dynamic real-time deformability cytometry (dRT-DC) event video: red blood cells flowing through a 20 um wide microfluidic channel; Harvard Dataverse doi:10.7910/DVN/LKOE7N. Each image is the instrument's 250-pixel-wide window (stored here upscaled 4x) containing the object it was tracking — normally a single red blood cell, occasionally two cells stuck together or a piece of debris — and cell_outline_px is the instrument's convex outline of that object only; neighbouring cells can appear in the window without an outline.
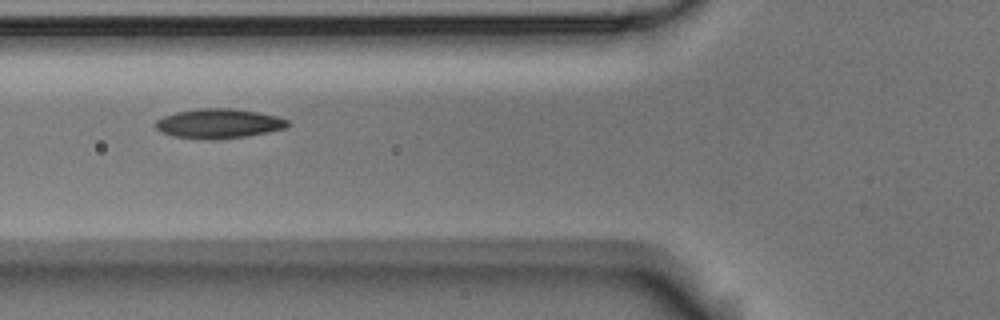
{"species": "Egyptian fruit bat (a non-hibernating species)", "species_latin": "Rousettus aegyptiacus", "temperature_condition": "room temperature", "stored_images_in_passage": 8, "camera_frame_rate_fps": 3000, "um_per_image_px": 0.085, "animal": {"sex": "male"}, "frame": {"image": 1, "passage_image": 5, "time_ms": 1.333, "image_size_px": [1000, 320], "cell_outline_px": [[292, 124], [288, 128], [248, 136], [212, 140], [176, 136], [160, 132], [156, 128], [156, 120], [164, 116], [176, 112], [196, 108], [232, 108], [260, 112], [276, 116], [288, 120]], "centroid_in_image_um": [18.64, 10.49], "position_along_channel_um": 107.2, "area_um2": 22.95}}
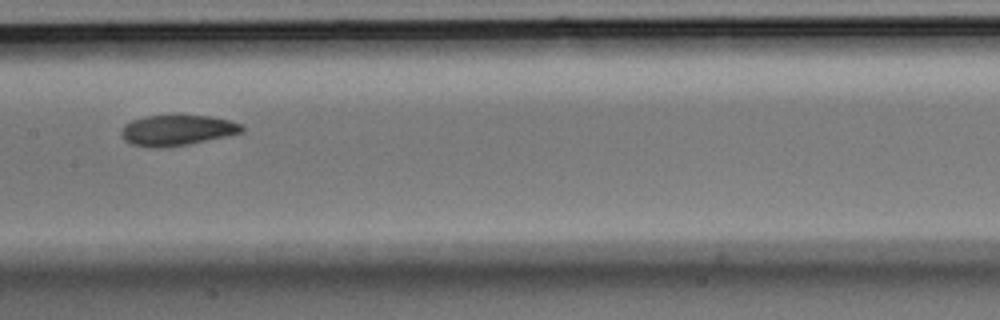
{"frame": {"image": 2, "passage_image": 7, "time_ms": 2.0, "image_size_px": [1000, 320], "cell_outline_px": [[244, 132], [228, 136], [188, 144], [164, 148], [148, 148], [132, 144], [124, 140], [120, 136], [120, 128], [124, 124], [132, 120], [144, 116], [172, 112], [176, 112], [208, 116], [228, 120], [244, 124]], "centroid_in_image_um": [15.02, 11.03], "position_along_channel_um": 192.4, "area_um2": 22.72}}
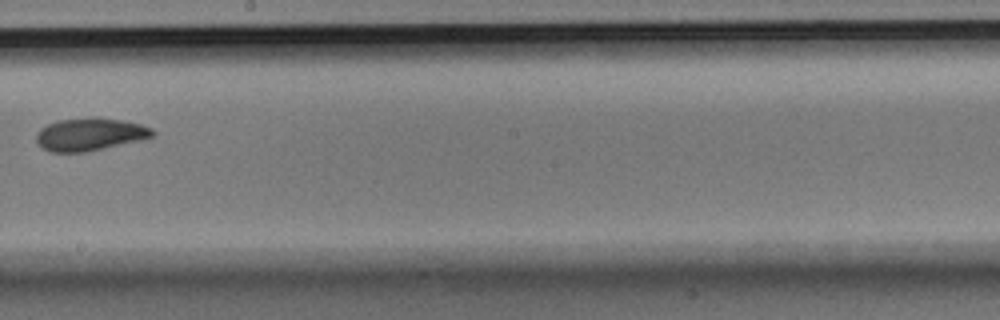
{"frame": {"image": 3, "passage_image": 8, "time_ms": 2.333, "image_size_px": [1000, 320], "cell_outline_px": [[156, 132], [152, 136], [144, 140], [84, 152], [48, 152], [36, 140], [36, 132], [40, 128], [48, 124], [60, 120], [92, 116], [120, 120], [140, 124], [152, 128]], "centroid_in_image_um": [7.66, 11.41], "position_along_channel_um": 240.5, "area_um2": 22.25}}